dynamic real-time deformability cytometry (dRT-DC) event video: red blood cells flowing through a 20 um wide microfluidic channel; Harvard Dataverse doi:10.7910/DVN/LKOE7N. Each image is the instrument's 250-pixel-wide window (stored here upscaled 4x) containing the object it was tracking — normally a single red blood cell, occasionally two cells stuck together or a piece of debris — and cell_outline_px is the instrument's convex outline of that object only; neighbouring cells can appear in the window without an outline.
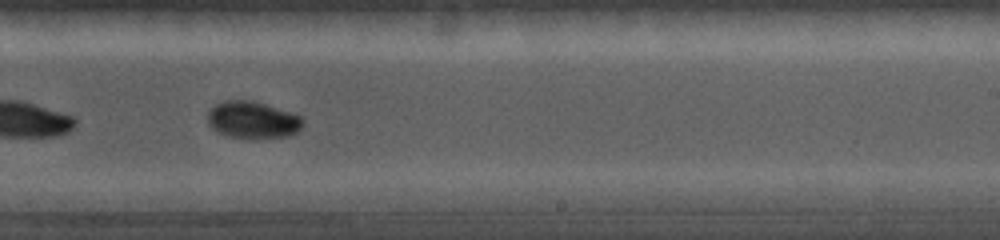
{"species": "common noctule bat (a hibernating species)", "species_latin": "Nyctalus noctula", "temperature_condition": "cold", "stored_images_in_passage": 33, "camera_frame_rate_fps": 5000, "um_per_image_px": 0.085, "animal": {"sex": "female", "body_mass_g": 19.0, "forearm_length_mm": 56.7}, "frame": {"image": 1, "passage_image": 15, "time_ms": 5.0, "image_size_px": [1000, 240], "cell_outline_px": [[304, 124], [296, 132], [288, 136], [256, 140], [232, 136], [216, 132], [208, 124], [208, 112], [216, 104], [224, 100], [252, 100], [300, 116], [304, 120]], "centroid_in_image_um": [21.47, 10.22], "position_along_channel_um": 267.5, "area_um2": 20.63}}
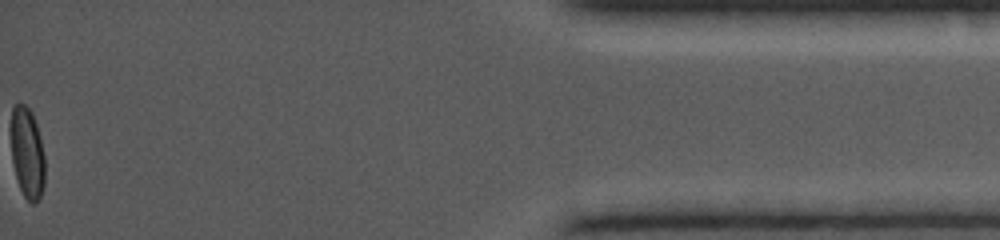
{"frame": {"image": 2, "passage_image": 33, "time_ms": 10.4, "image_size_px": [1000, 240], "cell_outline_px": [[44, 184], [40, 196], [32, 204], [24, 196], [20, 188], [16, 176], [12, 160], [12, 108], [16, 104], [24, 104], [32, 112], [36, 124], [44, 156]], "centroid_in_image_um": [2.32, 13.01], "position_along_channel_um": 432.9, "area_um2": 17.46}}